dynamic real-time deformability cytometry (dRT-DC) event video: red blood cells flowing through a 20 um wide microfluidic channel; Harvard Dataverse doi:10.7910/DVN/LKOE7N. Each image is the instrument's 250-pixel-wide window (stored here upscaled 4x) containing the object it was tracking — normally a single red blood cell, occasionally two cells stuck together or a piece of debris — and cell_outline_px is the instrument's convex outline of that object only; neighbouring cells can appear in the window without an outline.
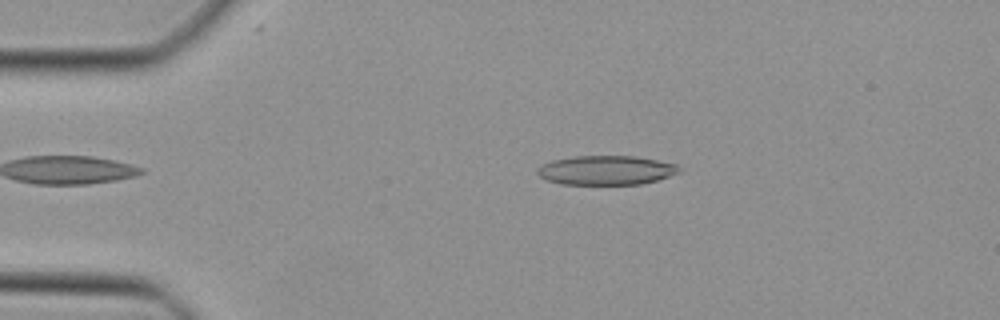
{"species": "Egyptian fruit bat (a non-hibernating species)", "species_latin": "Rousettus aegyptiacus", "temperature_condition": "cold", "stored_images_in_passage": 31, "camera_frame_rate_fps": 3000, "um_per_image_px": 0.085, "animal": {"sex": "female"}, "frame": {"image": 1, "passage_image": 3, "time_ms": 0.667, "image_size_px": [1000, 320], "cell_outline_px": [[680, 172], [656, 180], [640, 184], [560, 184], [548, 180], [540, 176], [536, 172], [536, 168], [552, 160], [572, 156], [636, 156], [676, 164], [680, 168]], "centroid_in_image_um": [51.5, 14.46], "position_along_channel_um": 33.5, "area_um2": 24.04}}
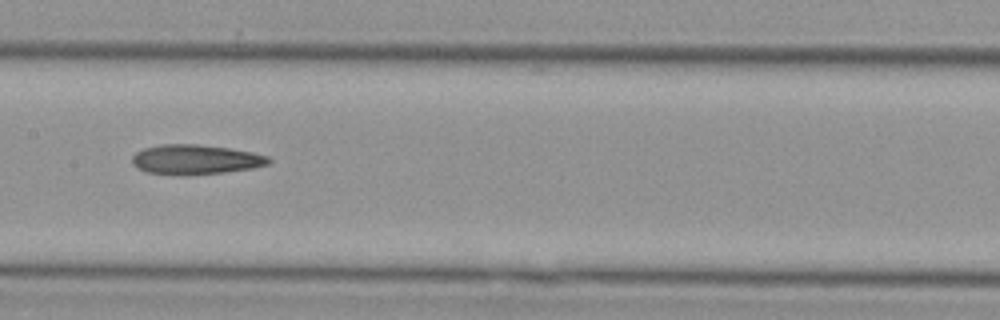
{"frame": {"image": 2, "passage_image": 17, "time_ms": 5.333, "image_size_px": [1000, 320], "cell_outline_px": [[272, 160], [268, 164], [252, 168], [224, 172], [180, 176], [148, 172], [132, 164], [132, 156], [136, 152], [144, 148], [160, 144], [196, 144], [228, 148], [252, 152], [268, 156]], "centroid_in_image_um": [16.61, 13.56], "position_along_channel_um": 190.8, "area_um2": 23.64}}
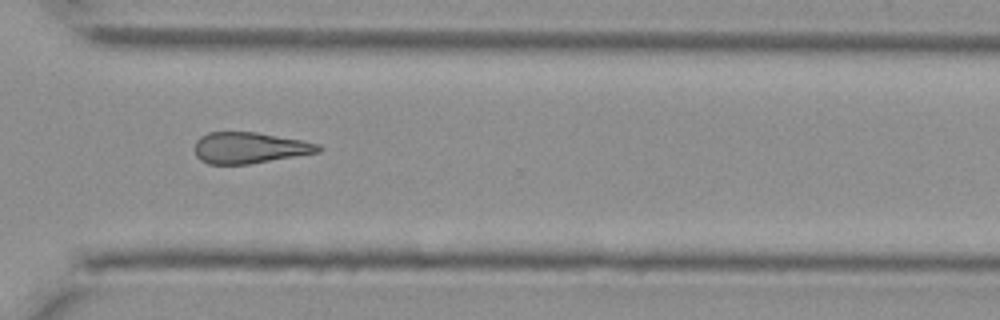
{"frame": {"image": 3, "passage_image": 28, "time_ms": 9.0, "image_size_px": [1000, 320], "cell_outline_px": [[324, 148], [320, 152], [248, 164], [208, 164], [200, 160], [196, 156], [196, 140], [200, 136], [208, 132], [256, 132], [304, 140], [320, 144]], "centroid_in_image_um": [21.24, 12.56], "position_along_channel_um": 349.4, "area_um2": 22.54}}